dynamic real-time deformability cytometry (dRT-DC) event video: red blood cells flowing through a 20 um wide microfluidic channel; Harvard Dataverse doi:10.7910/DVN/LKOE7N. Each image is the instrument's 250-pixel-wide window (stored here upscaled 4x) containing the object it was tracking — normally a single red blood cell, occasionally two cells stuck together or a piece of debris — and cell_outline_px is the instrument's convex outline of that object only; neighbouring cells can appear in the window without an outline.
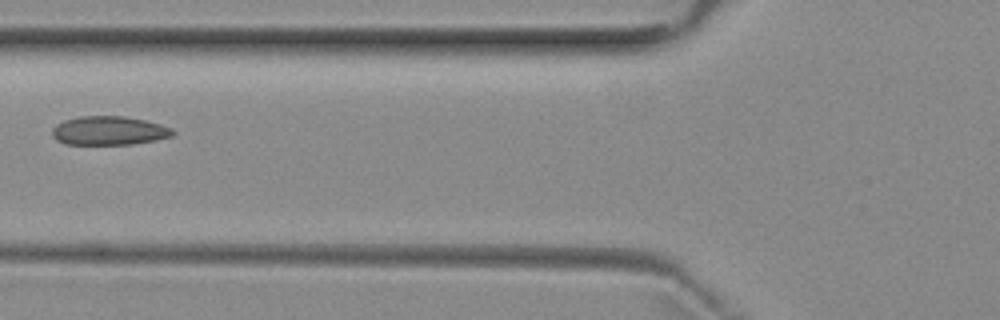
{"species": "common noctule bat (a hibernating species)", "species_latin": "Nyctalus noctula", "temperature_condition": "room temperature", "stored_images_in_passage": 5, "camera_frame_rate_fps": 3000, "um_per_image_px": 0.085, "animal": {"sex": "female", "body_mass_g": 29.2, "forearm_length_mm": 56.3}, "frame": {"image": 1, "passage_image": 5, "time_ms": 6.333, "image_size_px": [1000, 320], "cell_outline_px": [[176, 132], [172, 136], [156, 140], [132, 144], [64, 144], [56, 140], [52, 136], [52, 128], [56, 124], [64, 120], [80, 116], [124, 116], [144, 120], [160, 124], [172, 128]], "centroid_in_image_um": [9.25, 11.11], "position_along_channel_um": 116.5, "area_um2": 20.35}}